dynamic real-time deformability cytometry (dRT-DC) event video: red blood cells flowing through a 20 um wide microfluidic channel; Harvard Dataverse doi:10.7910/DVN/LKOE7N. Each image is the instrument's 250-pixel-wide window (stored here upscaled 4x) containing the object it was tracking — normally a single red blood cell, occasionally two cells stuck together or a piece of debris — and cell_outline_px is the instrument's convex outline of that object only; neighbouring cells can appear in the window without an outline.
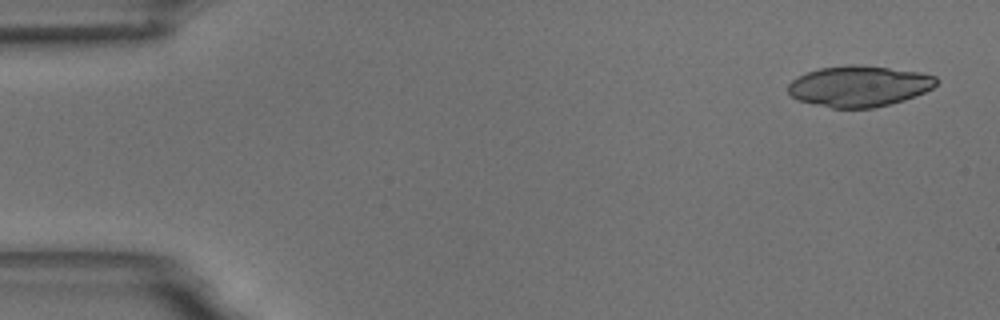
{"species": "common noctule bat (a hibernating species)", "species_latin": "Nyctalus noctula", "temperature_condition": "room temperature", "stored_images_in_passage": 55, "camera_frame_rate_fps": 3000, "um_per_image_px": 0.085, "animal": {"sex": "male", "body_mass_g": 18.8}, "frame": {"image": 1, "passage_image": 3, "time_ms": 0.667, "image_size_px": [1000, 320], "cell_outline_px": [[940, 80], [932, 88], [924, 92], [904, 100], [872, 108], [832, 108], [800, 100], [792, 96], [788, 92], [788, 84], [792, 80], [808, 72], [820, 68], [848, 64], [856, 64], [920, 72], [936, 76]], "centroid_in_image_um": [73.04, 7.31], "position_along_channel_um": 12.0, "area_um2": 35.08}}
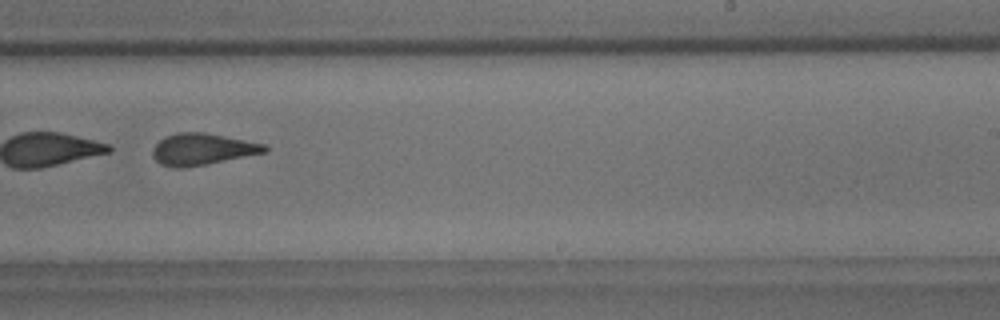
{"frame": {"image": 2, "passage_image": 35, "time_ms": 11.333, "image_size_px": [1000, 320], "cell_outline_px": [[268, 152], [184, 168], [176, 168], [160, 164], [152, 156], [152, 148], [164, 136], [176, 132], [204, 132], [268, 144]], "centroid_in_image_um": [17.2, 12.67], "position_along_channel_um": 271.8, "area_um2": 20.81}}